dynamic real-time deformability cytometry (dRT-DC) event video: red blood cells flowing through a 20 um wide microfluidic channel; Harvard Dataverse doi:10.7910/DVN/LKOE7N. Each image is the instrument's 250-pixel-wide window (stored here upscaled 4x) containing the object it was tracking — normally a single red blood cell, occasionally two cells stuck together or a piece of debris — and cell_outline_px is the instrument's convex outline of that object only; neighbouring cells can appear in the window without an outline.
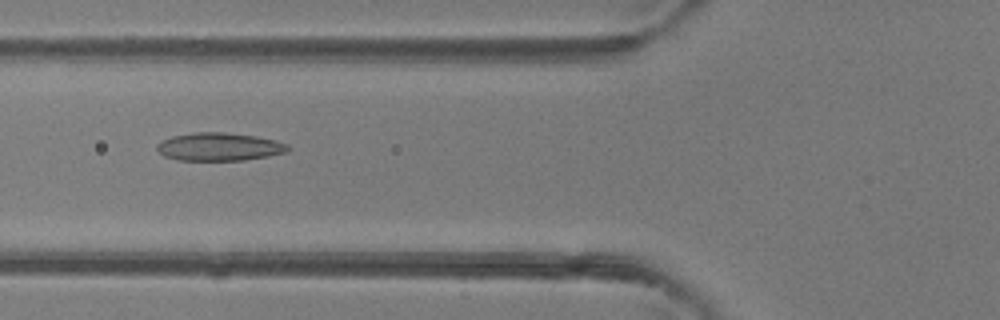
{"species": "common noctule bat (a hibernating species)", "species_latin": "Nyctalus noctula", "temperature_condition": "room temperature", "stored_images_in_passage": 25, "camera_frame_rate_fps": 3000, "um_per_image_px": 0.085, "animal": {"sex": "female"}, "frame": {"image": 1, "passage_image": 9, "time_ms": 2.667, "image_size_px": [1000, 320], "cell_outline_px": [[292, 148], [288, 152], [268, 156], [244, 160], [180, 160], [164, 156], [156, 148], [156, 144], [172, 136], [196, 132], [224, 132], [256, 136], [276, 140], [288, 144]], "centroid_in_image_um": [18.69, 12.47], "position_along_channel_um": 107.1, "area_um2": 21.44}}
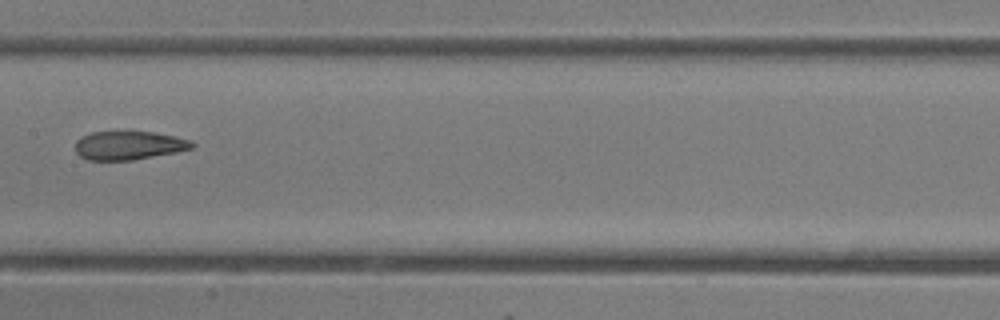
{"frame": {"image": 2, "passage_image": 15, "time_ms": 4.667, "image_size_px": [1000, 320], "cell_outline_px": [[196, 144], [192, 148], [176, 152], [132, 160], [88, 160], [80, 156], [76, 152], [76, 140], [80, 136], [92, 132], [152, 132], [176, 136], [192, 140]], "centroid_in_image_um": [10.96, 12.36], "position_along_channel_um": 196.4, "area_um2": 19.48}}
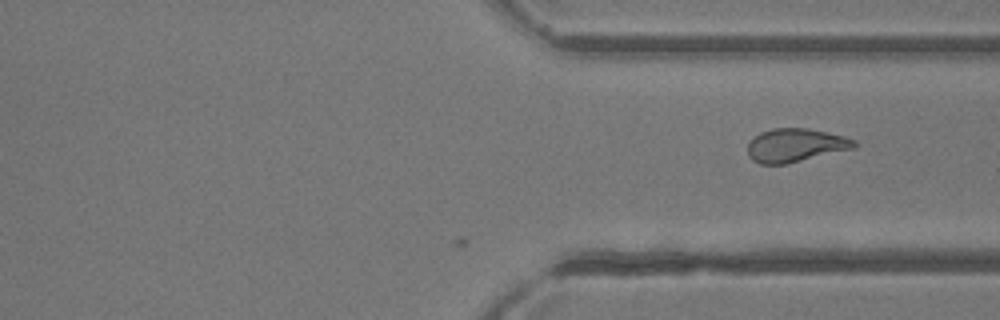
{"frame": {"image": 3, "passage_image": 25, "time_ms": 8.0, "image_size_px": [1000, 320], "cell_outline_px": [[856, 148], [784, 164], [760, 164], [752, 160], [748, 156], [748, 144], [760, 132], [772, 128], [808, 128], [828, 132], [844, 136], [856, 140]], "centroid_in_image_um": [67.63, 12.34], "position_along_channel_um": 343.8, "area_um2": 20.75}}